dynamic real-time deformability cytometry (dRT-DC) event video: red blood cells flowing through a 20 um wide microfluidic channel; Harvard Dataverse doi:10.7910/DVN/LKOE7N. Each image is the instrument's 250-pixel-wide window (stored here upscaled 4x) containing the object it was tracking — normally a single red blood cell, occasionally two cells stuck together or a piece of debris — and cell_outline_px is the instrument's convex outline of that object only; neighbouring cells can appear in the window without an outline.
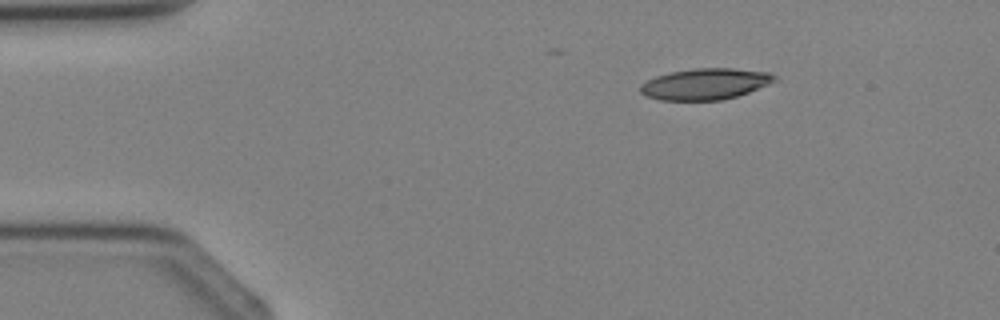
{"species": "Egyptian fruit bat (a non-hibernating species)", "species_latin": "Rousettus aegyptiacus", "temperature_condition": "cold", "stored_images_in_passage": 2, "camera_frame_rate_fps": 3000, "um_per_image_px": 0.085, "animal": {"sex": "female"}, "frame": {"image": 1, "passage_image": 1, "time_ms": 0.0, "image_size_px": [1000, 320], "cell_outline_px": [[776, 80], [768, 84], [748, 92], [724, 100], [660, 100], [644, 96], [640, 92], [640, 84], [656, 76], [672, 72], [692, 68], [732, 68], [772, 72], [776, 76]], "centroid_in_image_um": [59.94, 7.13], "position_along_channel_um": 25.1, "area_um2": 24.45}}